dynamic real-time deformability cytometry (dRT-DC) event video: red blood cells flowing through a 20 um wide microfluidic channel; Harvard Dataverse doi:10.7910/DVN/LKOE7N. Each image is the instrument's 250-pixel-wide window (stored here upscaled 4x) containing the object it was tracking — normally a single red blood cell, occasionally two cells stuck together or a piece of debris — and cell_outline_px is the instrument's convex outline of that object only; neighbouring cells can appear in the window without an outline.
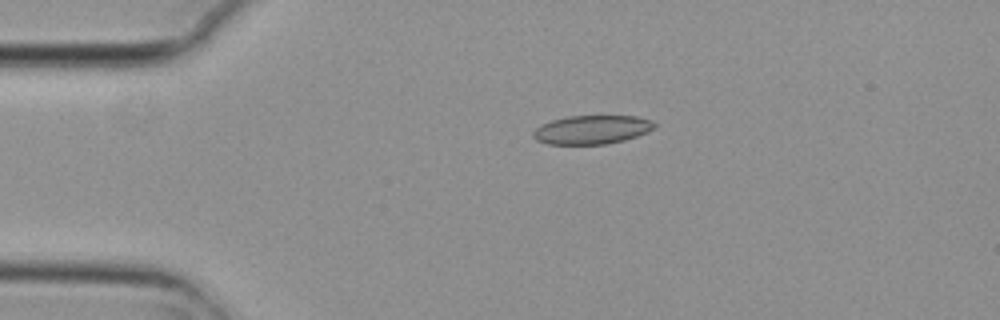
{"species": "common noctule bat (a hibernating species)", "species_latin": "Nyctalus noctula", "temperature_condition": "cold", "stored_images_in_passage": 4, "camera_frame_rate_fps": 3000, "um_per_image_px": 0.085, "animal": {"sex": "female", "body_mass_g": 29.2, "forearm_length_mm": 56.3}, "frame": {"image": 1, "passage_image": 3, "time_ms": 0.667, "image_size_px": [1000, 320], "cell_outline_px": [[656, 128], [648, 132], [624, 140], [604, 144], [548, 144], [536, 140], [532, 136], [532, 132], [536, 128], [552, 120], [568, 116], [636, 116], [652, 120], [656, 124]], "centroid_in_image_um": [50.33, 11.02], "position_along_channel_um": 34.7, "area_um2": 20.29}}